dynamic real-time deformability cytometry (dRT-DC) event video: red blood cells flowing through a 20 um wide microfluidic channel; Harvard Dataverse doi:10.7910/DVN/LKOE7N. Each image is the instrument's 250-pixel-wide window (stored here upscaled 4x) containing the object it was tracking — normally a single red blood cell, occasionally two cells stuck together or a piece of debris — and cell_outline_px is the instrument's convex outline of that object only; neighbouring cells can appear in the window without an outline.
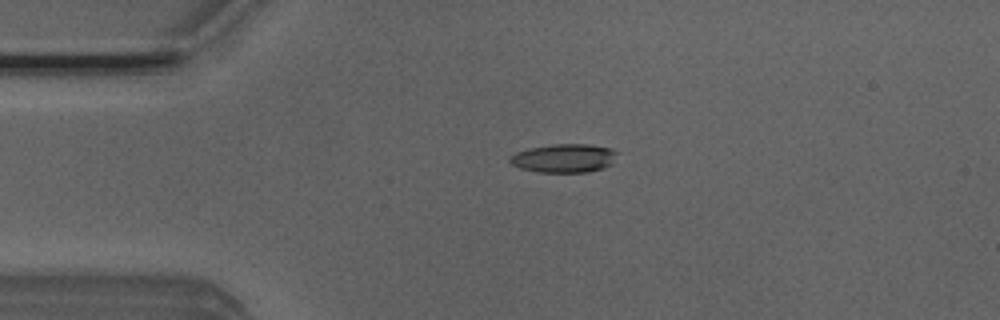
{"species": "Egyptian fruit bat (a non-hibernating species)", "species_latin": "Rousettus aegyptiacus", "temperature_condition": "room temperature", "stored_images_in_passage": 14, "camera_frame_rate_fps": 3000, "um_per_image_px": 0.085, "animal": {"sex": "male"}, "frame": {"image": 1, "passage_image": 7, "time_ms": 2.0, "image_size_px": [1000, 320], "cell_outline_px": [[616, 152], [612, 164], [588, 172], [540, 172], [520, 168], [512, 164], [508, 160], [508, 156], [516, 152], [528, 148], [552, 144], [588, 144], [608, 148]], "centroid_in_image_um": [47.87, 13.44], "position_along_channel_um": 37.1, "area_um2": 17.74}}